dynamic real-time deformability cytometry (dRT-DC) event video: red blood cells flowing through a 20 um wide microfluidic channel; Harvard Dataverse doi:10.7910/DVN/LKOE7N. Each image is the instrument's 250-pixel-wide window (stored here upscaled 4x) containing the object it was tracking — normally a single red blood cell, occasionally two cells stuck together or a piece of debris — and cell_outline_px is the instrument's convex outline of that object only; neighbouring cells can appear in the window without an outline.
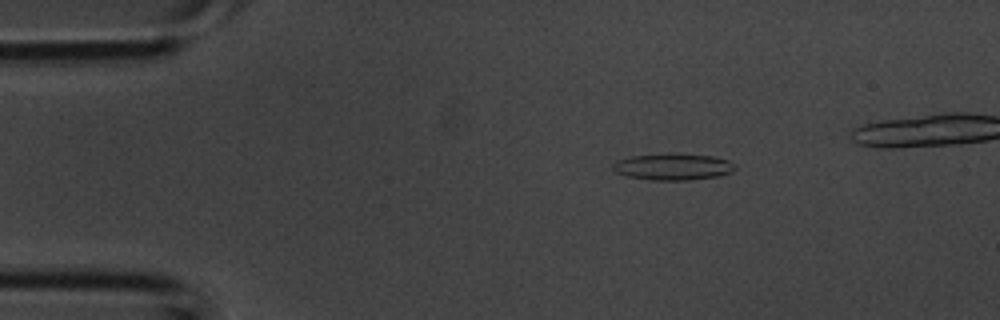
{"species": "common noctule bat (a hibernating species)", "species_latin": "Nyctalus noctula", "temperature_condition": "room temperature", "stored_images_in_passage": 4, "camera_frame_rate_fps": 3000, "um_per_image_px": 0.085, "animal": {"sex": "male", "body_mass_g": 20.1, "forearm_length_mm": 53.5}, "frame": {"image": 1, "passage_image": 2, "time_ms": 0.333, "image_size_px": [1000, 320], "cell_outline_px": [[736, 168], [732, 172], [720, 176], [688, 180], [652, 180], [628, 176], [616, 172], [612, 168], [612, 164], [616, 160], [632, 156], [712, 156], [728, 160], [736, 164]], "centroid_in_image_um": [57.23, 14.22], "position_along_channel_um": 27.8, "area_um2": 18.09}}